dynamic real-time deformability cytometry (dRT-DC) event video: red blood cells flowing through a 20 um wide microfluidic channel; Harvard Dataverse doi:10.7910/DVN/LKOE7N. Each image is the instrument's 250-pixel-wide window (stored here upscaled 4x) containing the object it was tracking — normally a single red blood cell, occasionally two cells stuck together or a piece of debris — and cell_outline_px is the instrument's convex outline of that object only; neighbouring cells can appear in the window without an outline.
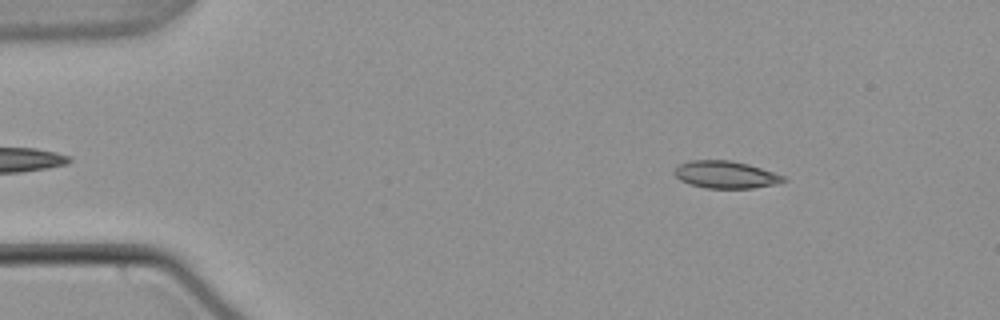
{"species": "common noctule bat (a hibernating species)", "species_latin": "Nyctalus noctula", "temperature_condition": "warm", "stored_images_in_passage": 54, "camera_frame_rate_fps": 3000, "um_per_image_px": 0.085, "animal": {"sex": "male", "body_mass_g": 21.5, "forearm_length_mm": 52.0}, "frame": {"image": 1, "passage_image": 7, "time_ms": 2.0, "image_size_px": [1000, 320], "cell_outline_px": [[788, 180], [776, 184], [752, 188], [704, 188], [688, 184], [680, 180], [672, 172], [680, 164], [688, 160], [728, 160], [748, 164], [784, 176]], "centroid_in_image_um": [61.64, 14.85], "position_along_channel_um": 23.4, "area_um2": 17.34}}
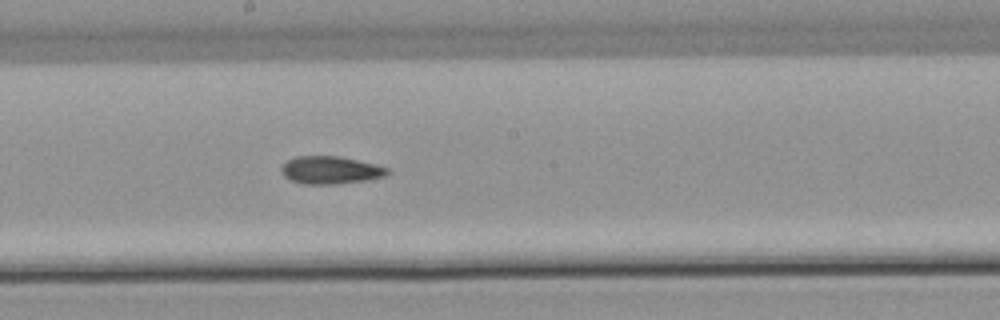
{"frame": {"image": 2, "passage_image": 29, "time_ms": 9.333, "image_size_px": [1000, 320], "cell_outline_px": [[392, 172], [384, 176], [368, 180], [332, 184], [304, 184], [292, 180], [284, 176], [280, 172], [280, 168], [288, 160], [296, 156], [336, 156], [356, 160], [388, 168]], "centroid_in_image_um": [28.07, 14.46], "position_along_channel_um": 220.1, "area_um2": 16.94}}
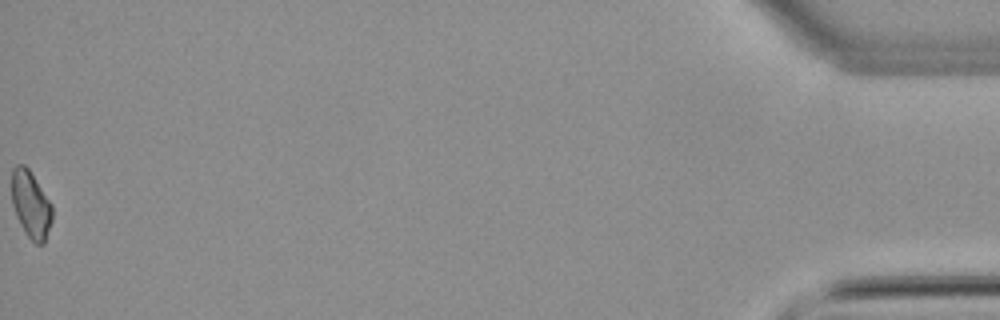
{"frame": {"image": 3, "passage_image": 54, "time_ms": 17.667, "image_size_px": [1000, 320], "cell_outline_px": [[52, 220], [44, 244], [36, 244], [24, 232], [16, 216], [12, 204], [12, 168], [16, 164], [24, 164], [28, 168], [52, 204]], "centroid_in_image_um": [2.62, 17.38], "position_along_channel_um": 432.6, "area_um2": 15.84}, "authors_computed_cell_mechanics": {"area_um2": 16.9932, "velocity_mm_per_s": 3.7818, "shape_relaxation_time_tau1_ms": null, "shape_relaxation_time_tau2_ms": 6.2062, "deformation_change_tau1": null, "deformation_change_tau2": 0.1346}}